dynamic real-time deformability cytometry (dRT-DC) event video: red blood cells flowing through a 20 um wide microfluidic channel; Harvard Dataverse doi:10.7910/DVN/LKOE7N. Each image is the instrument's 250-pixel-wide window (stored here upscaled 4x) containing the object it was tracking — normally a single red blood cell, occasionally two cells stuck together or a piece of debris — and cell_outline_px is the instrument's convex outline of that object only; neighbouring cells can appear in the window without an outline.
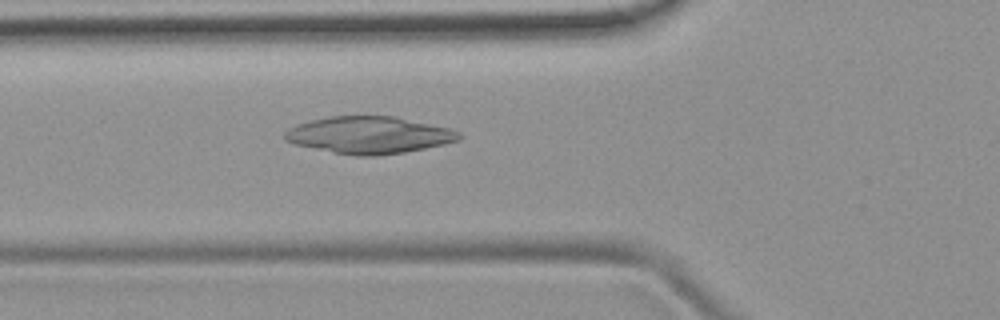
{"species": "common noctule bat (a hibernating species)", "species_latin": "Nyctalus noctula", "temperature_condition": "room temperature", "stored_images_in_passage": 50, "camera_frame_rate_fps": 3000, "um_per_image_px": 0.085, "animal": {"sex": "female", "body_mass_g": 19.9}, "frame": {"image": 1, "passage_image": 18, "time_ms": 5.667, "image_size_px": [1000, 320], "cell_outline_px": [[464, 136], [460, 140], [444, 144], [404, 152], [376, 156], [356, 156], [332, 152], [296, 144], [284, 140], [284, 132], [288, 128], [296, 124], [328, 116], [396, 116], [448, 128], [460, 132]], "centroid_in_image_um": [31.37, 11.47], "position_along_channel_um": 94.4, "area_um2": 37.63}}
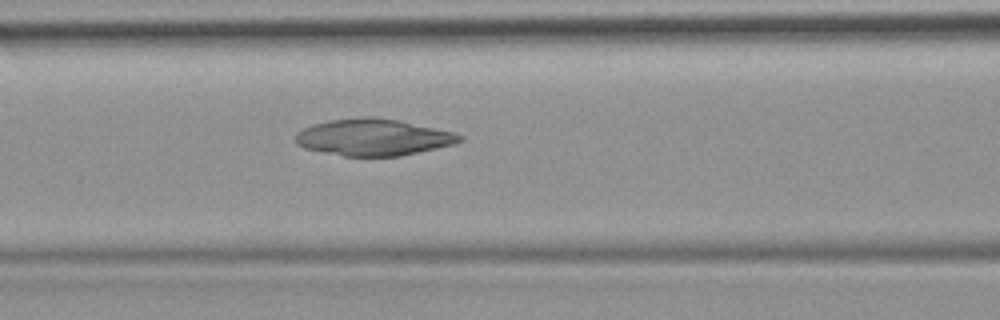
{"frame": {"image": 2, "passage_image": 21, "time_ms": 6.667, "image_size_px": [1000, 320], "cell_outline_px": [[464, 140], [456, 144], [400, 156], [344, 156], [304, 148], [296, 144], [296, 132], [312, 124], [328, 120], [368, 116], [400, 120], [452, 132], [464, 136]], "centroid_in_image_um": [31.74, 11.67], "position_along_channel_um": 134.9, "area_um2": 35.14}}
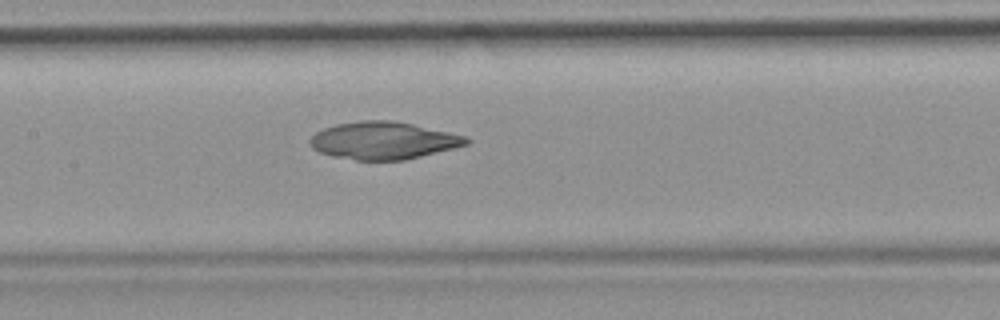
{"frame": {"image": 3, "passage_image": 24, "time_ms": 7.667, "image_size_px": [1000, 320], "cell_outline_px": [[472, 140], [468, 144], [404, 160], [356, 160], [332, 156], [320, 152], [312, 148], [308, 140], [316, 132], [324, 128], [336, 124], [360, 120], [392, 120], [412, 124], [468, 136]], "centroid_in_image_um": [32.57, 11.94], "position_along_channel_um": 174.8, "area_um2": 34.04}}